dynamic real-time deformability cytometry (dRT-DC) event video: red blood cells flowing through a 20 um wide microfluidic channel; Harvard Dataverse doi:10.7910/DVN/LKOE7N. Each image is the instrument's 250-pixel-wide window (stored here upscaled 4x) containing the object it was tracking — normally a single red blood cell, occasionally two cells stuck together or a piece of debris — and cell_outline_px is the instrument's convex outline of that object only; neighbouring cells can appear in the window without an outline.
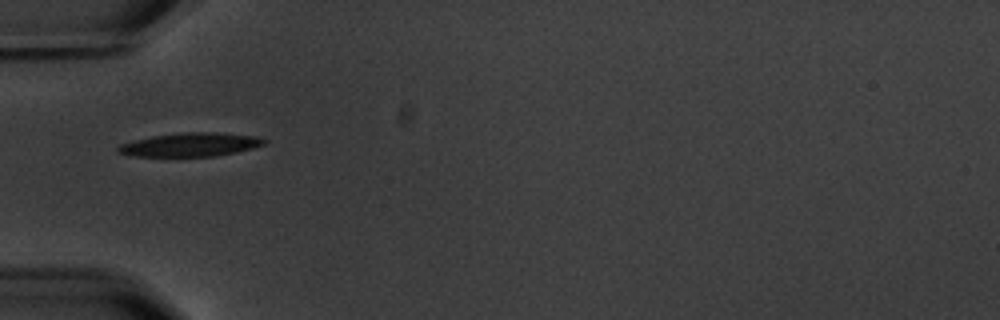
{"species": "common noctule bat (a hibernating species)", "species_latin": "Nyctalus noctula", "temperature_condition": "warm", "stored_images_in_passage": 5, "camera_frame_rate_fps": 3000, "um_per_image_px": 0.085, "animal": {"sex": "male", "body_mass_g": 20.1, "forearm_length_mm": 53.5}, "frame": {"image": 1, "passage_image": 5, "time_ms": 6.333, "image_size_px": [1000, 320], "cell_outline_px": [[268, 140], [264, 144], [252, 148], [236, 152], [212, 156], [136, 156], [120, 152], [116, 148], [120, 144], [152, 136], [184, 132], [216, 132], [260, 136]], "centroid_in_image_um": [16.25, 12.28], "position_along_channel_um": 68.7, "area_um2": 19.94}}